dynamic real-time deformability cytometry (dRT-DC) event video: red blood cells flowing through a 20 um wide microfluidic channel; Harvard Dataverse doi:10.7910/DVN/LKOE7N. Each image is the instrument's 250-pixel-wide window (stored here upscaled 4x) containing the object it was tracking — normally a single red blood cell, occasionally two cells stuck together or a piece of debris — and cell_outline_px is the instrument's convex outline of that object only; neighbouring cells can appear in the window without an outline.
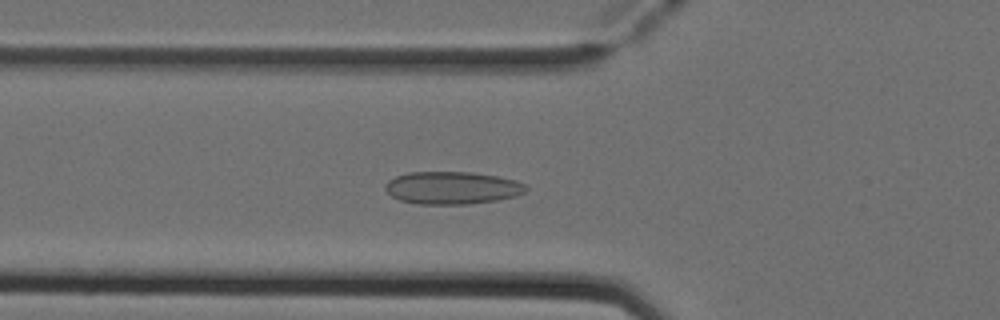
{"species": "Egyptian fruit bat (a non-hibernating species)", "species_latin": "Rousettus aegyptiacus", "temperature_condition": "cold", "stored_images_in_passage": 38, "camera_frame_rate_fps": 3000, "um_per_image_px": 0.085, "animal": {"sex": "female"}, "frame": {"image": 1, "passage_image": 16, "time_ms": 5.0, "image_size_px": [1000, 320], "cell_outline_px": [[528, 188], [524, 192], [516, 196], [496, 200], [468, 204], [420, 204], [400, 200], [392, 196], [384, 188], [384, 184], [388, 180], [396, 176], [408, 172], [472, 172], [496, 176], [516, 180], [524, 184]], "centroid_in_image_um": [38.42, 15.96], "position_along_channel_um": 87.4, "area_um2": 26.7}}
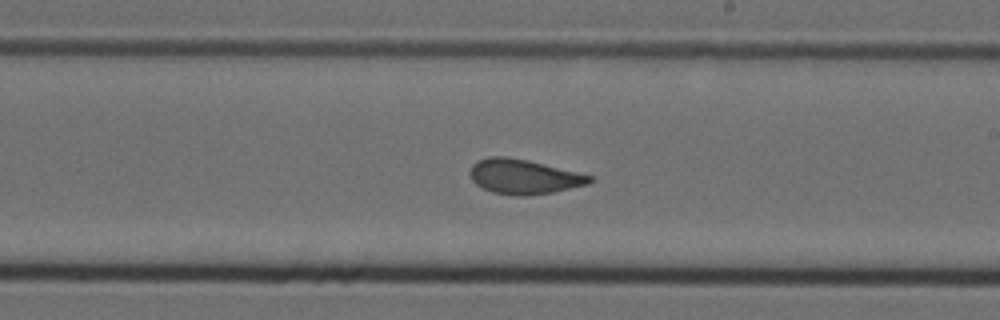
{"frame": {"image": 2, "passage_image": 28, "time_ms": 9.0, "image_size_px": [1000, 320], "cell_outline_px": [[592, 180], [588, 184], [552, 192], [524, 196], [512, 196], [492, 192], [476, 184], [472, 180], [468, 172], [472, 164], [476, 160], [488, 156], [508, 156], [528, 160], [592, 176]], "centroid_in_image_um": [44.44, 15.01], "position_along_channel_um": 244.6, "area_um2": 24.22}}
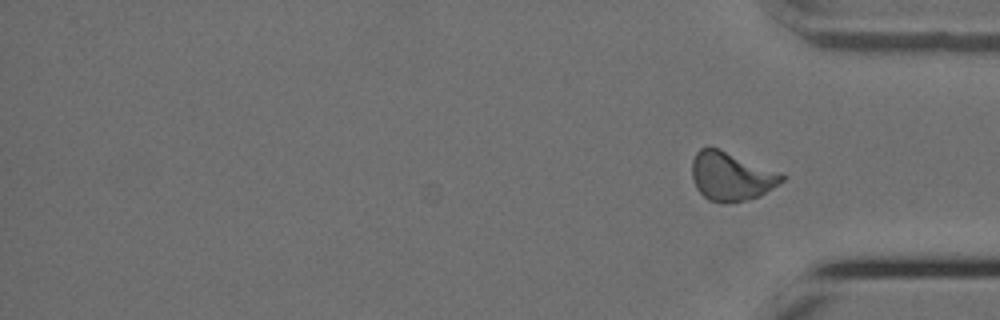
{"frame": {"image": 3, "passage_image": 38, "time_ms": 12.333, "image_size_px": [1000, 320], "cell_outline_px": [[788, 176], [784, 180], [760, 196], [748, 200], [728, 204], [720, 204], [708, 200], [696, 188], [692, 176], [692, 160], [696, 152], [700, 148], [708, 144], [780, 172]], "centroid_in_image_um": [62.13, 14.99], "position_along_channel_um": 373.1, "area_um2": 25.95}, "authors_computed_cell_mechanics": {"area_um2": 24.9118, "velocity_mm_per_s": 3.9055, "shape_relaxation_time_tau1_ms": null, "shape_relaxation_time_tau2_ms": 0.9822, "deformation_change_tau1": null, "deformation_change_tau2": 0.0793}}